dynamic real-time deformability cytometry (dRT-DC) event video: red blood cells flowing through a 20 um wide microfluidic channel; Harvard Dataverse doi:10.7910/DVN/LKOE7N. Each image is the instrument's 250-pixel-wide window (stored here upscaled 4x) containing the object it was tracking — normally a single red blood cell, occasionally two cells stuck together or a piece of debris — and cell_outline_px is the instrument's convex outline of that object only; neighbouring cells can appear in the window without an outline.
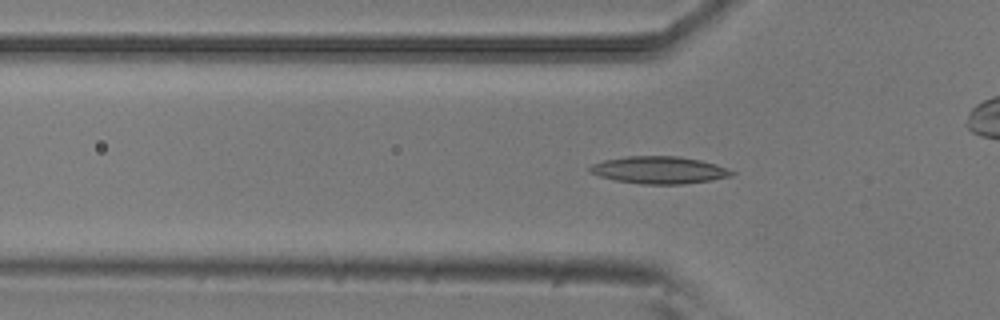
{"species": "common noctule bat (a hibernating species)", "species_latin": "Nyctalus noctula", "temperature_condition": "room temperature", "stored_images_in_passage": 49, "camera_frame_rate_fps": 3000, "um_per_image_px": 0.085, "animal": {"sex": "male", "body_mass_g": 20.5, "forearm_length_mm": 52.5}, "frame": {"image": 1, "passage_image": 12, "time_ms": 3.667, "image_size_px": [1000, 320], "cell_outline_px": [[736, 172], [732, 176], [712, 180], [684, 184], [640, 184], [616, 180], [600, 176], [588, 172], [588, 168], [592, 164], [604, 160], [628, 156], [680, 156], [700, 160], [716, 164]], "centroid_in_image_um": [56.04, 14.45], "position_along_channel_um": 69.8, "area_um2": 22.6}}
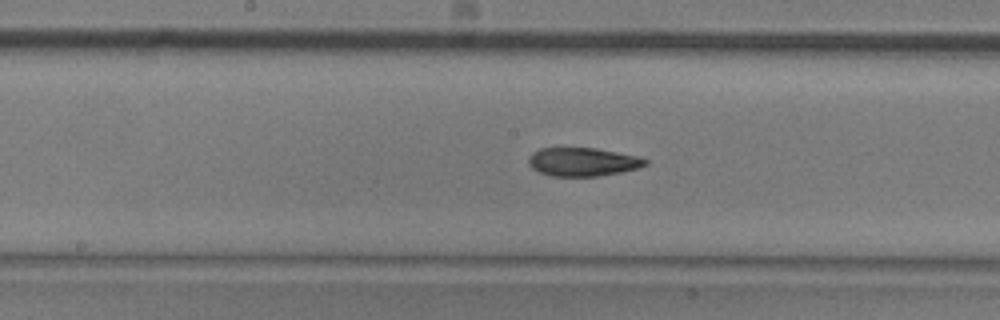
{"frame": {"image": 2, "passage_image": 22, "time_ms": 7.0, "image_size_px": [1000, 320], "cell_outline_px": [[648, 164], [640, 168], [620, 172], [596, 176], [552, 176], [540, 172], [532, 168], [528, 164], [528, 156], [532, 152], [540, 148], [596, 148], [636, 156], [648, 160]], "centroid_in_image_um": [49.51, 13.76], "position_along_channel_um": 198.7, "area_um2": 19.36}}
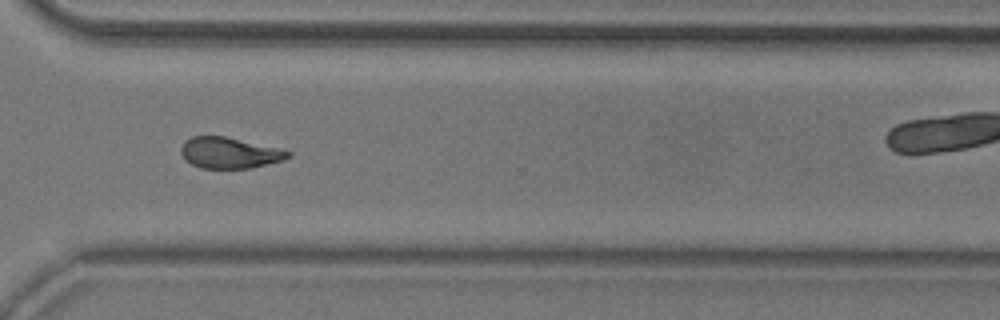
{"frame": {"image": 3, "passage_image": 34, "time_ms": 11.0, "image_size_px": [1000, 320], "cell_outline_px": [[292, 156], [284, 160], [252, 168], [200, 168], [192, 164], [180, 152], [180, 148], [184, 140], [192, 136], [224, 136], [276, 148], [292, 152]], "centroid_in_image_um": [19.5, 12.99], "position_along_channel_um": 351.1, "area_um2": 19.19}, "authors_computed_cell_mechanics": {"area_um2": 19.8254, "velocity_mm_per_s": 3.8254, "shape_relaxation_time_tau1_ms": 4.412, "shape_relaxation_time_tau2_ms": 2.9523, "deformation_change_tau1": 0.1593, "deformation_change_tau2": 0.1072}}